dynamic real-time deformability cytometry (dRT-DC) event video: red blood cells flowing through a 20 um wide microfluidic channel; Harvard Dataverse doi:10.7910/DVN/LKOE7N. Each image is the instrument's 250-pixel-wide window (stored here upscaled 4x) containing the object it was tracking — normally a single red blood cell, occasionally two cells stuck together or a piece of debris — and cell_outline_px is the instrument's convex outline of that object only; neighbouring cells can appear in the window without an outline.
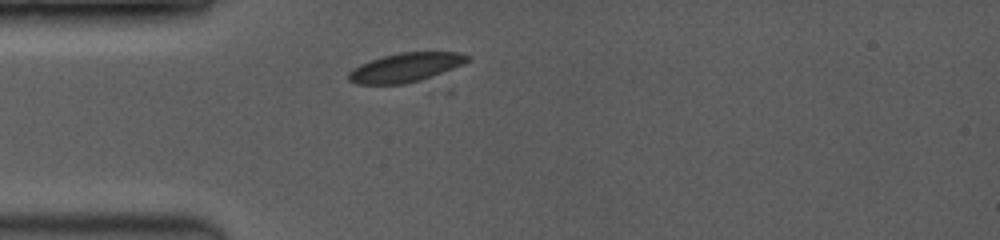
{"species": "common noctule bat (a hibernating species)", "species_latin": "Nyctalus noctula", "temperature_condition": "room temperature", "stored_images_in_passage": 13, "camera_frame_rate_fps": 3500, "um_per_image_px": 0.085, "animal": {"sex": "female", "body_mass_g": 19.0, "forearm_length_mm": 53.3}, "frame": {"image": 1, "passage_image": 2, "time_ms": 0.571, "image_size_px": [1000, 240], "cell_outline_px": [[468, 60], [464, 64], [420, 80], [404, 84], [356, 84], [348, 80], [348, 72], [360, 64], [384, 56], [400, 52], [456, 52], [468, 56]], "centroid_in_image_um": [34.43, 5.74], "position_along_channel_um": 50.6, "area_um2": 19.77}}
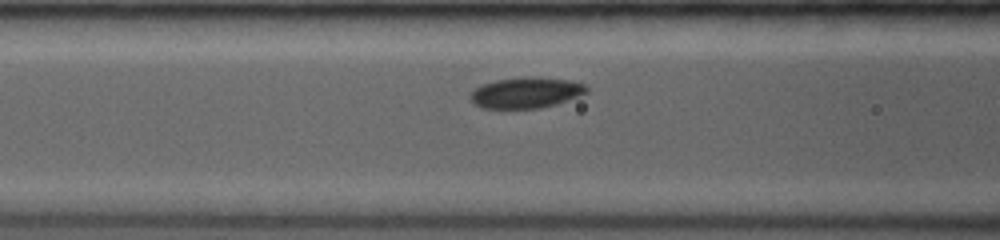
{"frame": {"image": 2, "passage_image": 7, "time_ms": 2.571, "image_size_px": [1000, 240], "cell_outline_px": [[588, 92], [556, 104], [540, 108], [480, 108], [468, 96], [476, 88], [484, 84], [496, 80], [520, 76], [540, 76], [568, 80], [584, 84], [588, 88]], "centroid_in_image_um": [44.72, 7.86], "position_along_channel_um": 121.9, "area_um2": 20.92}}
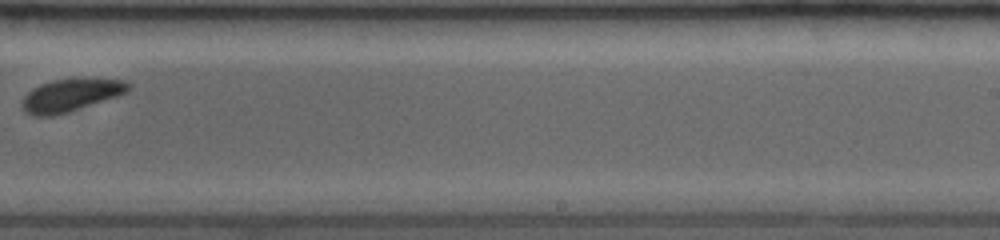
{"frame": {"image": 3, "passage_image": 13, "time_ms": 6.571, "image_size_px": [1000, 240], "cell_outline_px": [[132, 88], [128, 92], [68, 112], [52, 116], [32, 116], [24, 112], [20, 104], [20, 100], [32, 88], [40, 84], [52, 80], [84, 76], [124, 80], [132, 84]], "centroid_in_image_um": [6.01, 8.05], "position_along_channel_um": 283.0, "area_um2": 20.92}}